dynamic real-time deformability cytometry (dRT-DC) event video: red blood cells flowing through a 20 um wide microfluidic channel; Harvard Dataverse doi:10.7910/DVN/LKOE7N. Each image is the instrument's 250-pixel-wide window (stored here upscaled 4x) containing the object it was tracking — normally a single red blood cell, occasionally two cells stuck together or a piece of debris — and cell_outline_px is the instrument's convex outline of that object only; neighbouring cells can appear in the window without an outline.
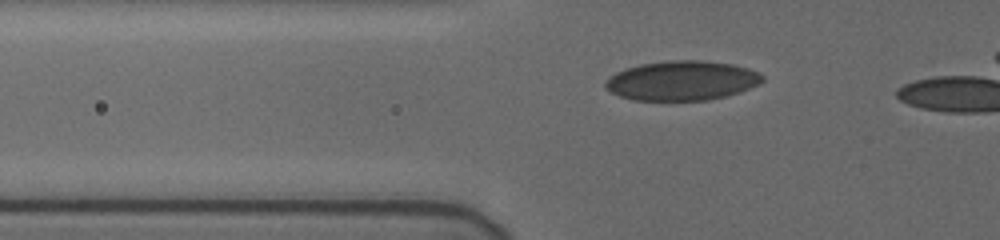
{"species": "human", "species_latin": "Homo sapiens", "temperature_condition": "cold", "stored_images_in_passage": 39, "camera_frame_rate_fps": 3000, "um_per_image_px": 0.085, "donor": {"sex": "female"}, "frame": {"image": 1, "passage_image": 9, "time_ms": 2.667, "image_size_px": [1000, 240], "cell_outline_px": [[764, 80], [740, 92], [708, 100], [632, 100], [620, 96], [612, 92], [604, 84], [616, 72], [640, 64], [668, 60], [700, 60], [732, 64], [756, 72], [764, 76]], "centroid_in_image_um": [57.95, 6.85], "position_along_channel_um": 67.8, "area_um2": 35.66}}
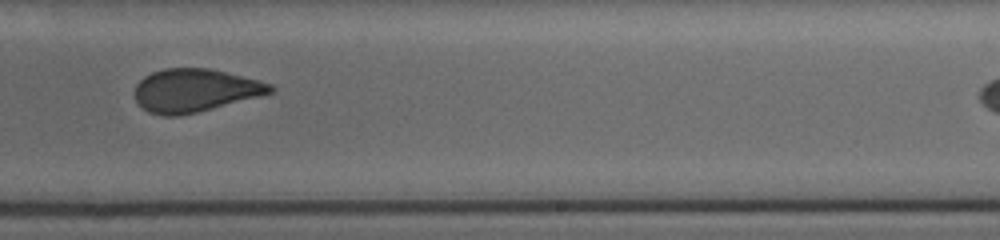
{"frame": {"image": 2, "passage_image": 26, "time_ms": 8.333, "image_size_px": [1000, 240], "cell_outline_px": [[276, 88], [272, 92], [196, 112], [180, 116], [160, 116], [148, 112], [136, 100], [136, 84], [144, 76], [152, 72], [164, 68], [208, 68], [272, 84]], "centroid_in_image_um": [16.51, 7.68], "position_along_channel_um": 272.5, "area_um2": 33.41}}
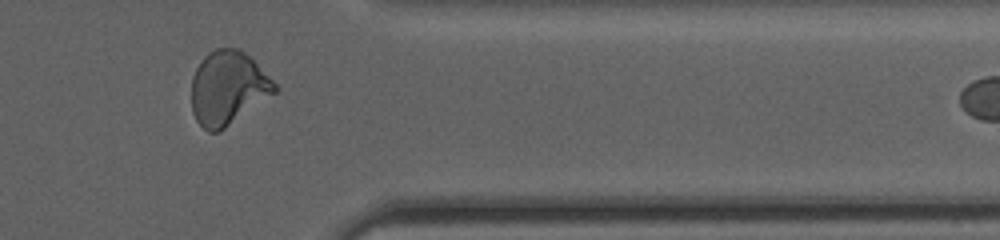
{"frame": {"image": 3, "passage_image": 36, "time_ms": 11.667, "image_size_px": [1000, 240], "cell_outline_px": [[276, 92], [220, 132], [208, 132], [196, 120], [192, 112], [192, 76], [196, 68], [204, 56], [208, 52], [216, 48], [240, 48], [276, 84]], "centroid_in_image_um": [19.34, 7.49], "position_along_channel_um": 392.1, "area_um2": 35.43}}